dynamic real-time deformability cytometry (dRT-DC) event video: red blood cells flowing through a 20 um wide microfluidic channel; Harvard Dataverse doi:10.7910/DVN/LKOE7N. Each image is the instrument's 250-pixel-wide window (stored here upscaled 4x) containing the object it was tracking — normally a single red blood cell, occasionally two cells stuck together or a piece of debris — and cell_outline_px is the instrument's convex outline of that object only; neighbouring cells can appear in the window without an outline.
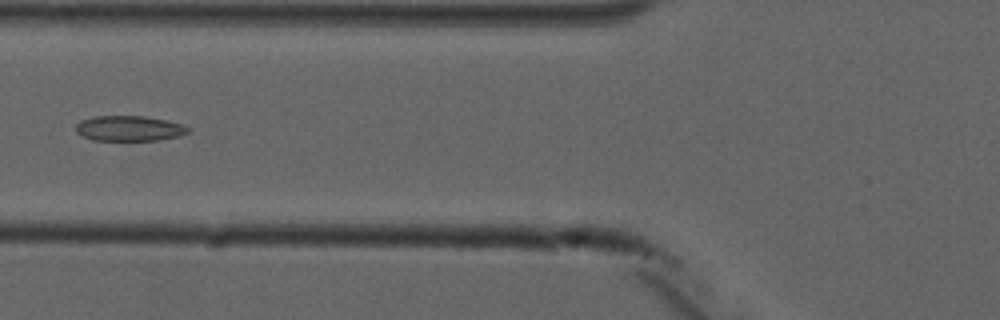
{"species": "common noctule bat (a hibernating species)", "species_latin": "Nyctalus noctula", "temperature_condition": "cold", "stored_images_in_passage": 5, "camera_frame_rate_fps": 3000, "um_per_image_px": 0.085, "animal": {"sex": "male", "forearm_length_mm": 52.5}, "frame": {"image": 1, "passage_image": 5, "time_ms": 4.667, "image_size_px": [1000, 320], "cell_outline_px": [[192, 128], [188, 132], [180, 136], [156, 140], [92, 140], [80, 136], [76, 132], [76, 124], [80, 120], [96, 116], [144, 116], [168, 120], [184, 124]], "centroid_in_image_um": [11.0, 10.91], "position_along_channel_um": 114.8, "area_um2": 16.76}}